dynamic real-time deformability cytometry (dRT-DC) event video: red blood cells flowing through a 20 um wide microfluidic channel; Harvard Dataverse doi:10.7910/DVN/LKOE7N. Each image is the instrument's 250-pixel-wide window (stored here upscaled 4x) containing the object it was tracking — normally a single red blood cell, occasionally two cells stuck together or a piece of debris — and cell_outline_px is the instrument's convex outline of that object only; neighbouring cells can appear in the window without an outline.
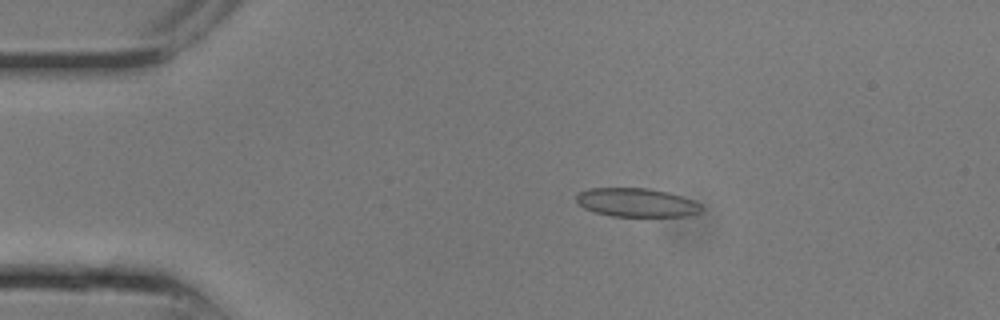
{"species": "common noctule bat (a hibernating species)", "species_latin": "Nyctalus noctula", "temperature_condition": "room temperature", "stored_images_in_passage": 5, "camera_frame_rate_fps": 3000, "um_per_image_px": 0.085, "animal": {"sex": "male", "body_mass_g": 13.3}, "frame": {"image": 1, "passage_image": 4, "time_ms": 1.0, "image_size_px": [1000, 320], "cell_outline_px": [[700, 212], [688, 216], [612, 216], [596, 212], [584, 208], [576, 200], [576, 196], [580, 192], [588, 188], [648, 188], [668, 192], [692, 200], [700, 204]], "centroid_in_image_um": [54.09, 17.21], "position_along_channel_um": 30.9, "area_um2": 20.69}}